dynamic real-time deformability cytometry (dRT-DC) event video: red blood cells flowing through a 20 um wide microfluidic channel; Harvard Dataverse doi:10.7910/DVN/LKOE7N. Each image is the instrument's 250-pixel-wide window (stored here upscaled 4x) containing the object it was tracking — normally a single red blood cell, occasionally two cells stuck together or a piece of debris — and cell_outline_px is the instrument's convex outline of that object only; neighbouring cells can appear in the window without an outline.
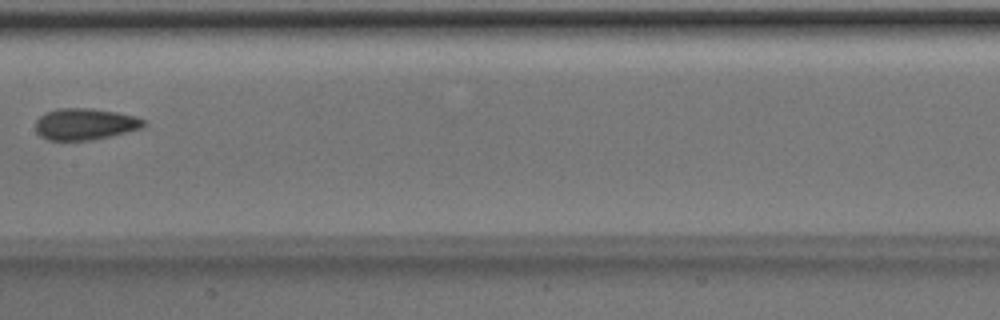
{"species": "Egyptian fruit bat (a non-hibernating species)", "species_latin": "Rousettus aegyptiacus", "temperature_condition": "room temperature", "stored_images_in_passage": 8, "camera_frame_rate_fps": 3000, "um_per_image_px": 0.085, "animal": {"sex": "male"}, "frame": {"image": 1, "passage_image": 8, "time_ms": 2.333, "image_size_px": [1000, 320], "cell_outline_px": [[148, 124], [140, 128], [92, 140], [48, 140], [40, 136], [36, 132], [36, 120], [44, 112], [60, 108], [88, 108], [116, 112], [136, 116], [144, 120]], "centroid_in_image_um": [7.19, 10.54], "position_along_channel_um": 200.2, "area_um2": 19.77}}